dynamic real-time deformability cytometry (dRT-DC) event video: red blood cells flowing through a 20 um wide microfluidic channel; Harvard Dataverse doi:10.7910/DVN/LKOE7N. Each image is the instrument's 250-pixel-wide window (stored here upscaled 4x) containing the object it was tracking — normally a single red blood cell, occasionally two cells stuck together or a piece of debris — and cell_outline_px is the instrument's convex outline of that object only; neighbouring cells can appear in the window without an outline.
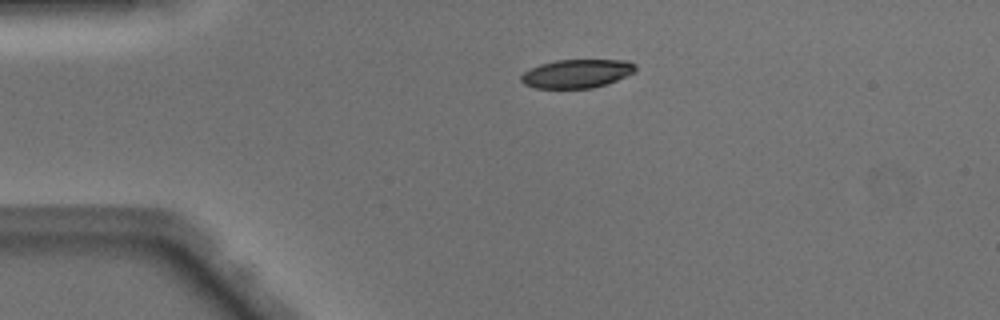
{"species": "Egyptian fruit bat (a non-hibernating species)", "species_latin": "Rousettus aegyptiacus", "temperature_condition": "warm", "stored_images_in_passage": 39, "camera_frame_rate_fps": 3000, "um_per_image_px": 0.085, "animal": {"sex": "male"}, "frame": {"image": 1, "passage_image": 1, "time_ms": 0.0, "image_size_px": [1000, 320], "cell_outline_px": [[636, 72], [608, 84], [592, 88], [536, 88], [524, 84], [520, 80], [520, 76], [524, 72], [540, 64], [556, 60], [628, 60], [636, 64]], "centroid_in_image_um": [49.07, 6.26], "position_along_channel_um": 35.9, "area_um2": 19.19}}
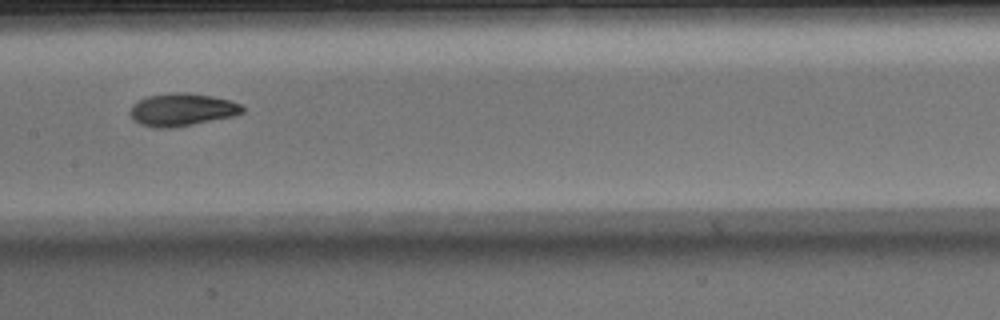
{"frame": {"image": 2, "passage_image": 15, "time_ms": 4.667, "image_size_px": [1000, 320], "cell_outline_px": [[244, 112], [232, 116], [172, 128], [152, 128], [140, 124], [132, 120], [128, 112], [132, 104], [148, 96], [172, 92], [184, 92], [212, 96], [228, 100], [240, 104], [244, 108]], "centroid_in_image_um": [15.4, 9.33], "position_along_channel_um": 192.0, "area_um2": 21.39}}
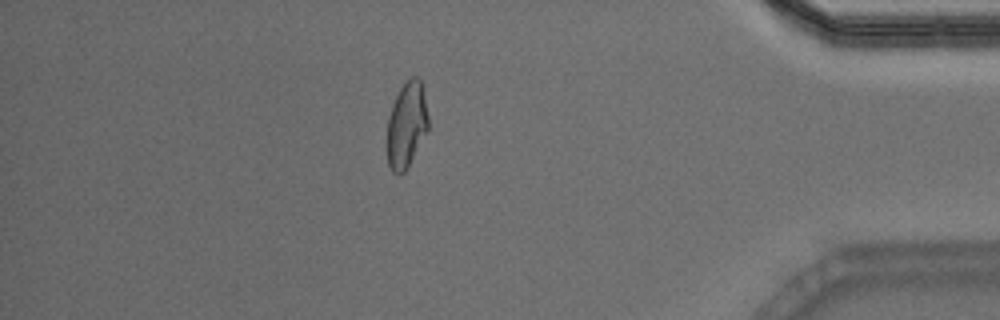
{"frame": {"image": 3, "passage_image": 33, "time_ms": 10.667, "image_size_px": [1000, 320], "cell_outline_px": [[428, 128], [404, 172], [400, 176], [392, 172], [388, 164], [388, 116], [392, 104], [400, 88], [412, 76], [416, 76], [420, 80], [428, 116]], "centroid_in_image_um": [34.54, 10.62], "position_along_channel_um": 400.7, "area_um2": 20.0}, "authors_computed_cell_mechanics": {"area_um2": 20.9236, "velocity_mm_per_s": 4.1124, "shape_relaxation_time_tau1_ms": 4.0774, "shape_relaxation_time_tau2_ms": 1.4116, "deformation_change_tau1": 0.1611, "deformation_change_tau2": 0.0676}}